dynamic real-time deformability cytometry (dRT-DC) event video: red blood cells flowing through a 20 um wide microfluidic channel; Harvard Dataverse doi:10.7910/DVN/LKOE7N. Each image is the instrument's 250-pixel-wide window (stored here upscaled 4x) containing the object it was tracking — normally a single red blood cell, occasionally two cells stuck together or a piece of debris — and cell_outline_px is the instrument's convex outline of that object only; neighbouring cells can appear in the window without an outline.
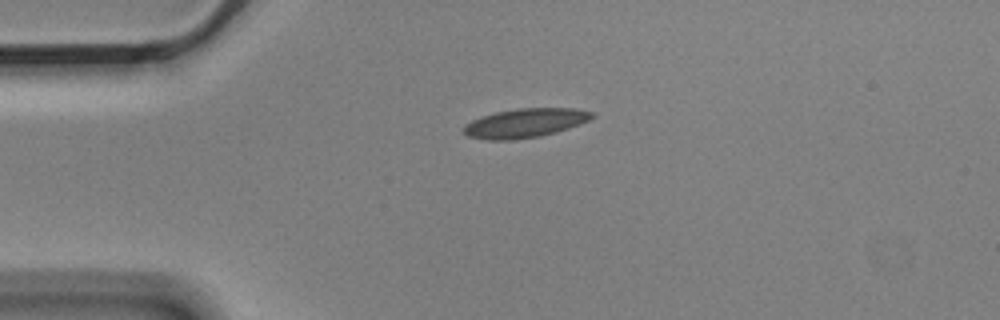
{"species": "Egyptian fruit bat (a non-hibernating species)", "species_latin": "Rousettus aegyptiacus", "temperature_condition": "cold", "stored_images_in_passage": 2, "camera_frame_rate_fps": 3000, "um_per_image_px": 0.085, "animal": {"sex": "male"}, "frame": {"image": 1, "passage_image": 2, "time_ms": 0.333, "image_size_px": [1000, 320], "cell_outline_px": [[596, 116], [580, 124], [556, 132], [540, 136], [512, 140], [488, 140], [468, 136], [460, 128], [464, 124], [480, 116], [496, 112], [516, 108], [576, 108], [592, 112]], "centroid_in_image_um": [44.6, 10.45], "position_along_channel_um": 40.4, "area_um2": 21.91}}